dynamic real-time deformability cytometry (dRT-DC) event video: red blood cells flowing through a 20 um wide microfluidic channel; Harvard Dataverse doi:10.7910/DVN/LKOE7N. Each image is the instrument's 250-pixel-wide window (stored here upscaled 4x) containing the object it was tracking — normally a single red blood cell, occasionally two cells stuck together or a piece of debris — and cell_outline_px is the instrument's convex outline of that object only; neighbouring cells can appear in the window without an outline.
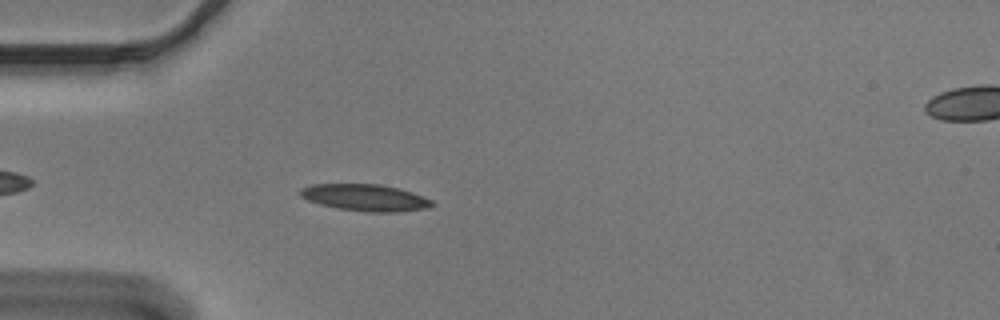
{"species": "Egyptian fruit bat (a non-hibernating species)", "species_latin": "Rousettus aegyptiacus", "temperature_condition": "cold", "stored_images_in_passage": 44, "camera_frame_rate_fps": 3000, "um_per_image_px": 0.085, "animal": {"sex": "male"}, "frame": {"image": 1, "passage_image": 5, "time_ms": 1.333, "image_size_px": [1000, 320], "cell_outline_px": [[436, 204], [428, 208], [400, 212], [368, 212], [336, 208], [320, 204], [308, 200], [300, 196], [300, 188], [312, 184], [380, 184], [412, 192], [432, 200]], "centroid_in_image_um": [31.05, 16.8], "position_along_channel_um": 53.9, "area_um2": 20.58}}
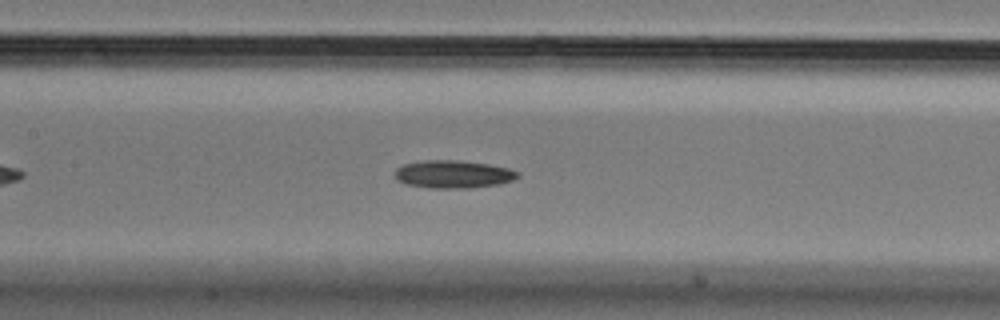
{"frame": {"image": 2, "passage_image": 15, "time_ms": 4.667, "image_size_px": [1000, 320], "cell_outline_px": [[520, 176], [512, 180], [500, 184], [468, 188], [432, 188], [404, 184], [396, 180], [396, 168], [404, 164], [424, 160], [460, 160], [488, 164], [508, 168], [520, 172]], "centroid_in_image_um": [38.53, 14.81], "position_along_channel_um": 168.9, "area_um2": 20.0}}
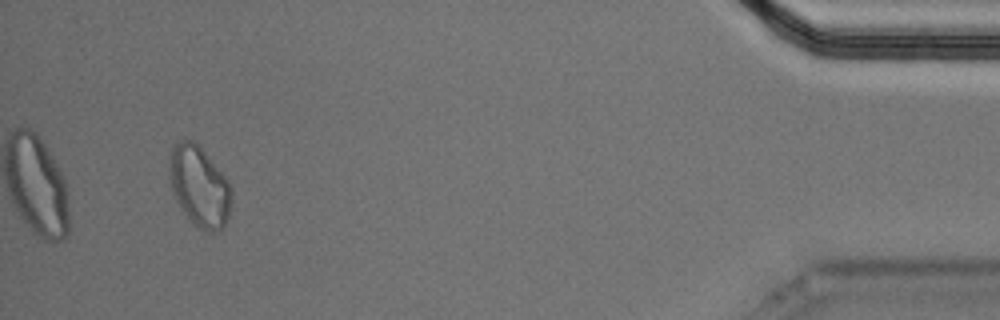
{"frame": {"image": 3, "passage_image": 41, "time_ms": 13.333, "image_size_px": [1000, 320], "cell_outline_px": [[232, 200], [228, 216], [224, 224], [220, 228], [212, 232], [204, 232], [184, 212], [176, 200], [172, 192], [168, 176], [168, 152], [172, 144], [180, 140], [192, 140], [204, 152], [228, 180], [232, 188]], "centroid_in_image_um": [16.9, 15.8], "position_along_channel_um": 418.3, "area_um2": 29.19}}